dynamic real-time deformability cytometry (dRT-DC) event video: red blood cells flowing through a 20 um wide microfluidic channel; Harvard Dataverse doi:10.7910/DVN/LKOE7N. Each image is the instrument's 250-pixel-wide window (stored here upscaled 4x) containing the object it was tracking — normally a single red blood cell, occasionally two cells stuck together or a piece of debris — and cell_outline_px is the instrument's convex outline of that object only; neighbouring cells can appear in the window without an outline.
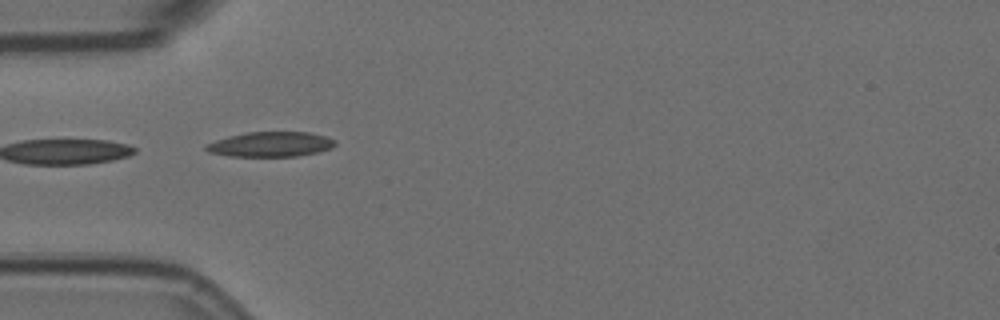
{"species": "Egyptian fruit bat (a non-hibernating species)", "species_latin": "Rousettus aegyptiacus", "temperature_condition": "room temperature", "stored_images_in_passage": 2, "camera_frame_rate_fps": 3000, "um_per_image_px": 0.085, "animal": {"sex": "female"}, "frame": {"image": 1, "passage_image": 1, "time_ms": 0.0, "image_size_px": [1000, 320], "cell_outline_px": [[336, 144], [332, 148], [320, 152], [296, 156], [228, 156], [208, 152], [204, 148], [208, 144], [216, 140], [228, 136], [248, 132], [308, 132], [324, 136], [336, 140]], "centroid_in_image_um": [23.03, 12.27], "position_along_channel_um": 62.0, "area_um2": 18.73}}
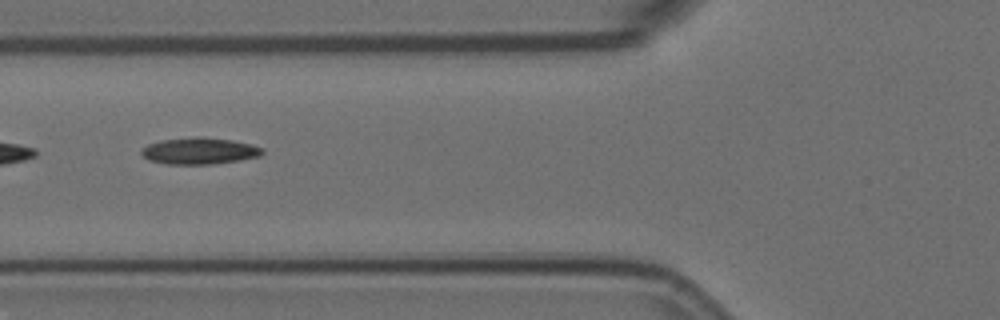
{"frame": {"image": 2, "passage_image": 2, "time_ms": 0.333, "image_size_px": [1000, 320], "cell_outline_px": [[264, 152], [260, 156], [212, 164], [168, 164], [148, 160], [140, 152], [148, 144], [160, 140], [196, 136], [232, 140], [252, 144], [264, 148]], "centroid_in_image_um": [16.95, 12.82], "position_along_channel_um": 108.8, "area_um2": 18.67}}